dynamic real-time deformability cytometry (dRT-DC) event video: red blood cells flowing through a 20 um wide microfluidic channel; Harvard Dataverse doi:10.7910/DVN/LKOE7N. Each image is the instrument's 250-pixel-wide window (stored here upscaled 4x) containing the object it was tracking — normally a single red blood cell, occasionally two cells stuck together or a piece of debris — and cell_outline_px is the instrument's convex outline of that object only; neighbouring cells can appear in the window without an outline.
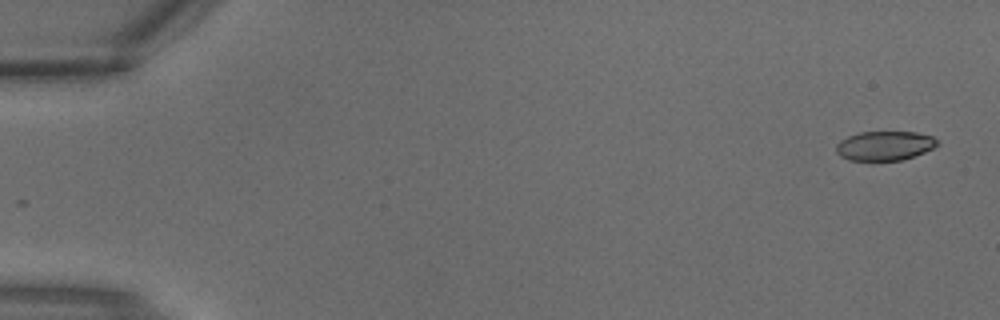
{"species": "common noctule bat (a hibernating species)", "species_latin": "Nyctalus noctula", "temperature_condition": "warm", "stored_images_in_passage": 2, "camera_frame_rate_fps": 3000, "um_per_image_px": 0.085, "animal": {"sex": "male", "body_mass_g": 18.8}, "frame": {"image": 1, "passage_image": 1, "time_ms": 0.0, "image_size_px": [1000, 320], "cell_outline_px": [[940, 144], [924, 152], [900, 160], [848, 160], [840, 156], [836, 152], [836, 144], [840, 140], [848, 136], [860, 132], [916, 132], [932, 136]], "centroid_in_image_um": [75.17, 12.38], "position_along_channel_um": 9.8, "area_um2": 17.17}}